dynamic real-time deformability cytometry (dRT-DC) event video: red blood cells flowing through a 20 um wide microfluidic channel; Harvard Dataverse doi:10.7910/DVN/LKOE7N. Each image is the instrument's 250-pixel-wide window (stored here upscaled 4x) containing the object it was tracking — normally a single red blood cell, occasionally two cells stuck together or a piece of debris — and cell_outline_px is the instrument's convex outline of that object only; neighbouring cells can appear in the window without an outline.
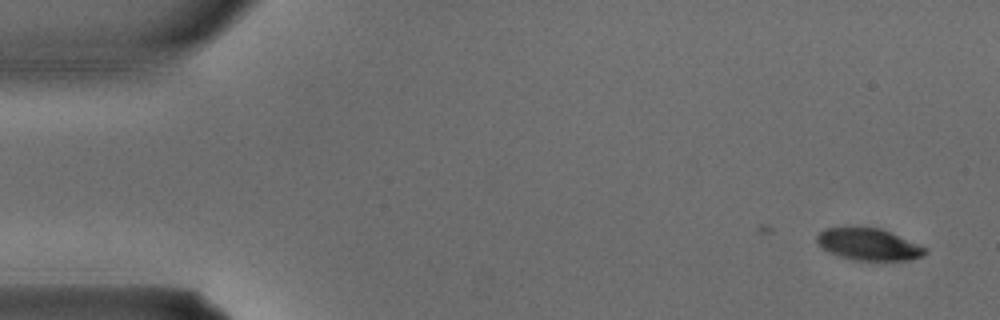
{"species": "common noctule bat (a hibernating species)", "species_latin": "Nyctalus noctula", "temperature_condition": "warm", "stored_images_in_passage": 4, "camera_frame_rate_fps": 3000, "um_per_image_px": 0.085, "animal": {"sex": "male", "body_mass_g": 15.6}, "frame": {"image": 1, "passage_image": 2, "time_ms": 0.333, "image_size_px": [1000, 320], "cell_outline_px": [[928, 252], [912, 260], [852, 260], [828, 252], [816, 240], [816, 236], [824, 228], [848, 224], [880, 228], [928, 248]], "centroid_in_image_um": [73.79, 20.72], "position_along_channel_um": 11.2, "area_um2": 20.63}}
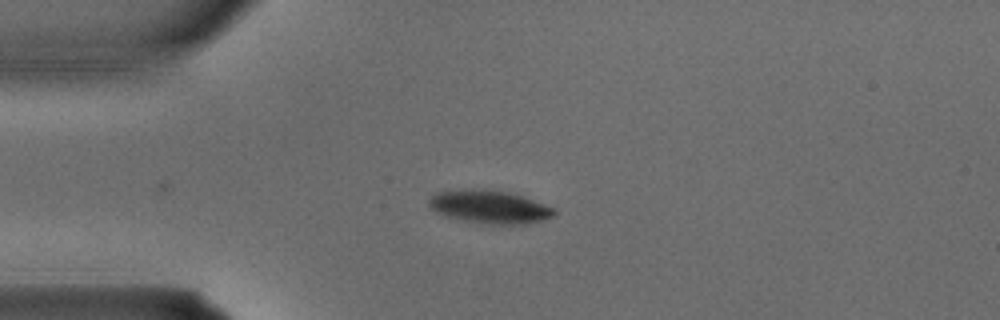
{"frame": {"image": 2, "passage_image": 4, "time_ms": 1.0, "image_size_px": [1000, 320], "cell_outline_px": [[556, 212], [552, 216], [528, 224], [488, 224], [464, 220], [444, 216], [428, 208], [428, 200], [436, 192], [484, 188], [508, 192], [524, 196], [556, 208]], "centroid_in_image_um": [41.61, 17.58], "position_along_channel_um": 43.4, "area_um2": 24.28}}